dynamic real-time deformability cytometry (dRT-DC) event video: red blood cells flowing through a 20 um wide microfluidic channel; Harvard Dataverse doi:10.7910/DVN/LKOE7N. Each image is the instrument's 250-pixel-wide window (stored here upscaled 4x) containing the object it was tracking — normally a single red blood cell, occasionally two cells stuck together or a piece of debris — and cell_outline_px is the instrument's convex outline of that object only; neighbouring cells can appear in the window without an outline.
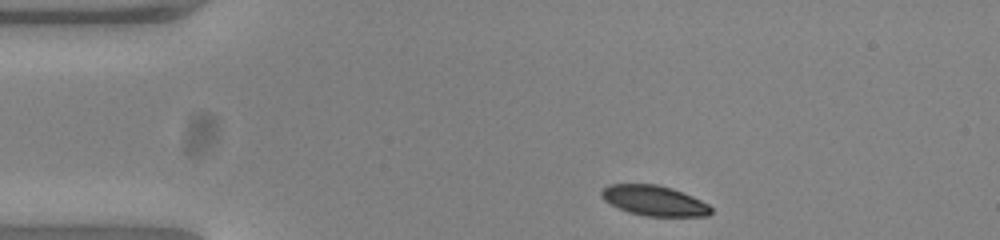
{"species": "common noctule bat (a hibernating species)", "species_latin": "Nyctalus noctula", "temperature_condition": "warm", "stored_images_in_passage": 36, "camera_frame_rate_fps": 3000, "um_per_image_px": 0.085, "animal": {"sex": "female", "body_mass_g": 23.0, "forearm_length_mm": 53.4}, "frame": {"image": 1, "passage_image": 1, "time_ms": 0.0, "image_size_px": [1000, 240], "cell_outline_px": [[712, 212], [708, 216], [648, 216], [628, 212], [604, 200], [600, 196], [600, 192], [608, 184], [656, 184], [672, 188], [692, 196], [708, 204], [712, 208]], "centroid_in_image_um": [55.61, 17.05], "position_along_channel_um": 29.4, "area_um2": 19.19}}
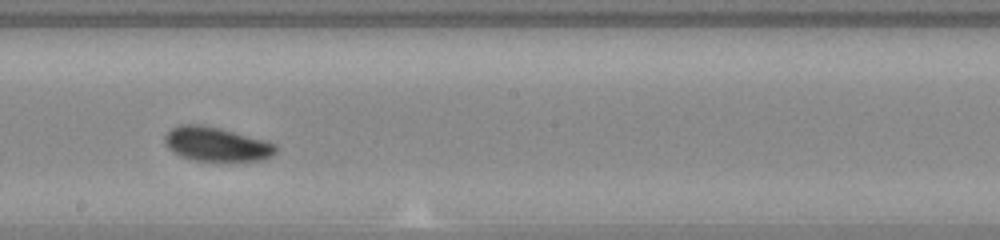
{"frame": {"image": 2, "passage_image": 21, "time_ms": 6.667, "image_size_px": [1000, 240], "cell_outline_px": [[276, 152], [272, 156], [264, 160], [192, 160], [180, 156], [168, 148], [164, 144], [164, 136], [172, 128], [180, 124], [200, 124], [220, 128], [264, 140], [276, 144]], "centroid_in_image_um": [18.37, 12.24], "position_along_channel_um": 229.8, "area_um2": 21.96}}
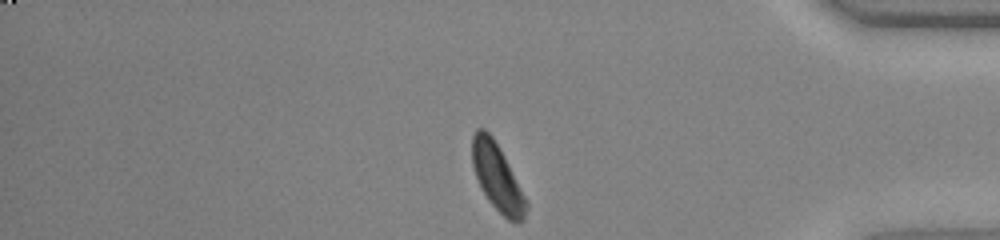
{"frame": {"image": 3, "passage_image": 36, "time_ms": 11.667, "image_size_px": [1000, 240], "cell_outline_px": [[528, 208], [524, 220], [520, 224], [516, 224], [508, 220], [488, 200], [480, 188], [472, 164], [472, 136], [476, 128], [484, 128], [492, 136], [528, 200]], "centroid_in_image_um": [42.28, 15.12], "position_along_channel_um": 392.9, "area_um2": 21.1}, "authors_computed_cell_mechanics": {"area_um2": 21.675, "velocity_mm_per_s": 3.8423, "shape_relaxation_time_tau1_ms": 2.299, "shape_relaxation_time_tau2_ms": null, "deformation_change_tau1": 0.1061, "deformation_change_tau2": null}}